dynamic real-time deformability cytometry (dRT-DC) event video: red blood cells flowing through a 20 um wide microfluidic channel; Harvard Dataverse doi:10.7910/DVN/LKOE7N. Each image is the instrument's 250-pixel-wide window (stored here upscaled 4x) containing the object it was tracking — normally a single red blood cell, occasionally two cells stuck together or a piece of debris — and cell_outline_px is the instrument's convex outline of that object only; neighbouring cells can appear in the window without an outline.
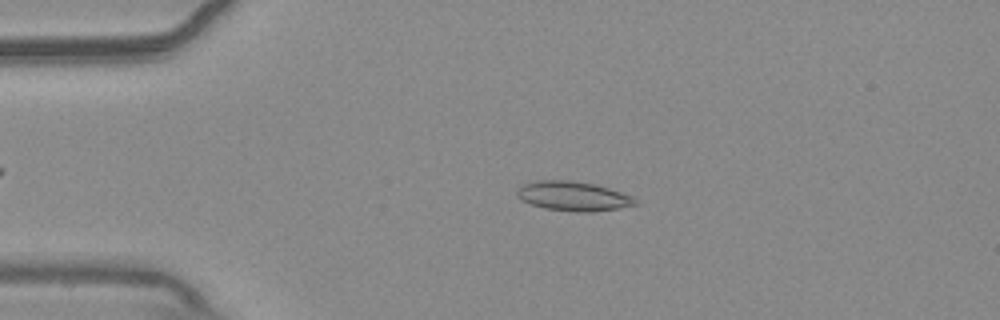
{"species": "common noctule bat (a hibernating species)", "species_latin": "Nyctalus noctula", "temperature_condition": "warm", "stored_images_in_passage": 53, "camera_frame_rate_fps": 3000, "um_per_image_px": 0.085, "animal": {"sex": "male", "body_mass_g": 20.4}, "frame": {"image": 1, "passage_image": 11, "time_ms": 3.333, "image_size_px": [1000, 320], "cell_outline_px": [[640, 204], [620, 208], [592, 212], [576, 212], [544, 208], [520, 200], [516, 196], [516, 188], [524, 184], [536, 180], [568, 180], [596, 184], [632, 196]], "centroid_in_image_um": [48.7, 16.67], "position_along_channel_um": 36.3, "area_um2": 20.46}}
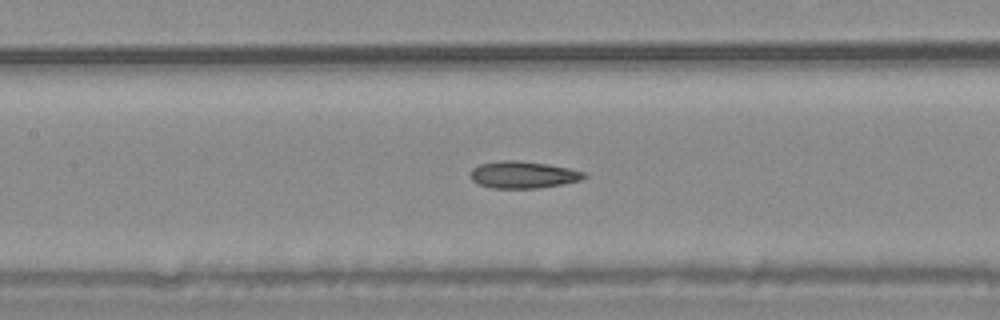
{"frame": {"image": 2, "passage_image": 24, "time_ms": 7.667, "image_size_px": [1000, 320], "cell_outline_px": [[588, 176], [580, 180], [564, 184], [540, 188], [492, 188], [480, 184], [472, 180], [472, 168], [480, 164], [500, 160], [520, 160], [548, 164], [568, 168], [584, 172]], "centroid_in_image_um": [44.49, 14.85], "position_along_channel_um": 162.9, "area_um2": 17.86}}
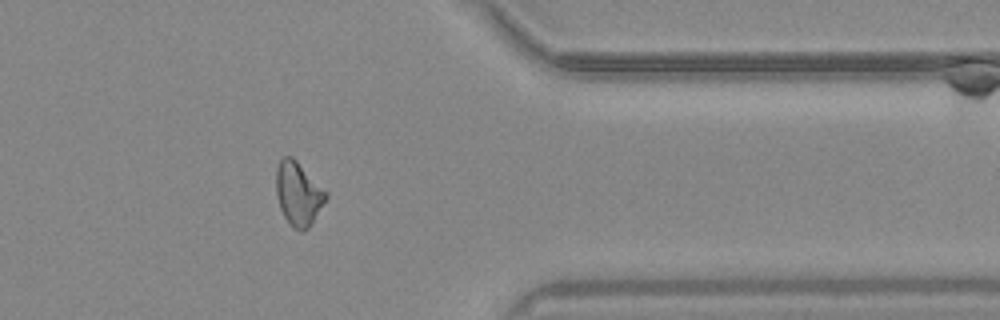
{"frame": {"image": 3, "passage_image": 43, "time_ms": 14.0, "image_size_px": [1000, 320], "cell_outline_px": [[328, 196], [312, 224], [304, 232], [300, 232], [292, 228], [284, 216], [280, 208], [276, 196], [276, 168], [280, 160], [284, 156], [292, 156], [328, 192]], "centroid_in_image_um": [25.36, 16.49], "position_along_channel_um": 386.0, "area_um2": 18.67}, "authors_computed_cell_mechanics": {"area_um2": 18.0914, "velocity_mm_per_s": 3.7548, "shape_relaxation_time_tau1_ms": null, "shape_relaxation_time_tau2_ms": 5.3878, "deformation_change_tau1": null, "deformation_change_tau2": 0.1365}}